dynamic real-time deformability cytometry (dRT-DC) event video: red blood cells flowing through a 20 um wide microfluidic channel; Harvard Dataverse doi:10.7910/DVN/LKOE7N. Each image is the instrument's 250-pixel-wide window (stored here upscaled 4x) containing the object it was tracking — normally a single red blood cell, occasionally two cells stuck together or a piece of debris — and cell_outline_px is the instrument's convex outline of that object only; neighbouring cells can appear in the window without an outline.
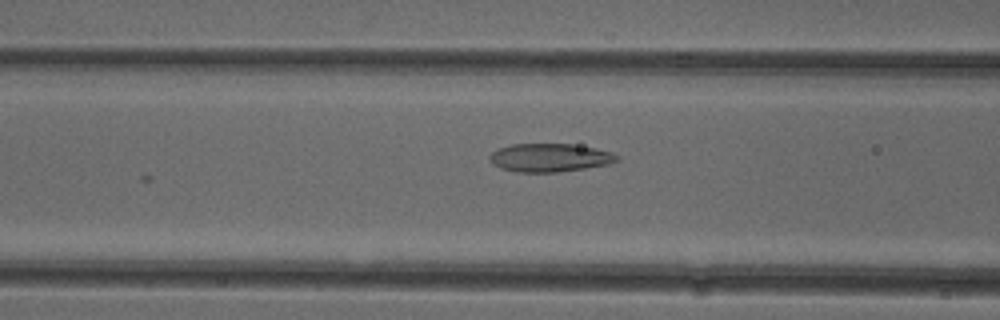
{"species": "common noctule bat (a hibernating species)", "species_latin": "Nyctalus noctula", "temperature_condition": "cold", "stored_images_in_passage": 34, "camera_frame_rate_fps": 3000, "um_per_image_px": 0.085, "animal": {"sex": "female"}, "frame": {"image": 1, "passage_image": 20, "time_ms": 6.333, "image_size_px": [1000, 320], "cell_outline_px": [[620, 160], [608, 164], [584, 168], [556, 172], [516, 172], [500, 168], [492, 164], [488, 156], [492, 152], [500, 148], [512, 144], [572, 144], [596, 148], [612, 152], [620, 156]], "centroid_in_image_um": [46.74, 13.4], "position_along_channel_um": 119.9, "area_um2": 21.04}}
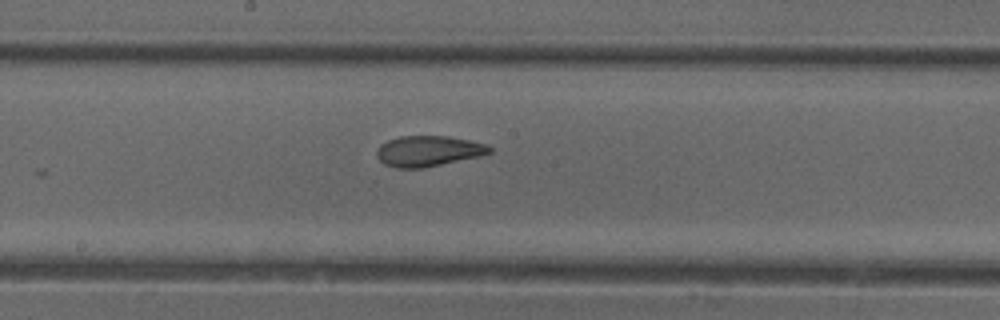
{"frame": {"image": 2, "passage_image": 27, "time_ms": 8.667, "image_size_px": [1000, 320], "cell_outline_px": [[492, 152], [480, 156], [424, 168], [396, 168], [384, 164], [376, 156], [376, 152], [380, 144], [388, 140], [400, 136], [448, 136], [488, 144], [492, 148]], "centroid_in_image_um": [36.4, 12.84], "position_along_channel_um": 211.8, "area_um2": 20.23}}
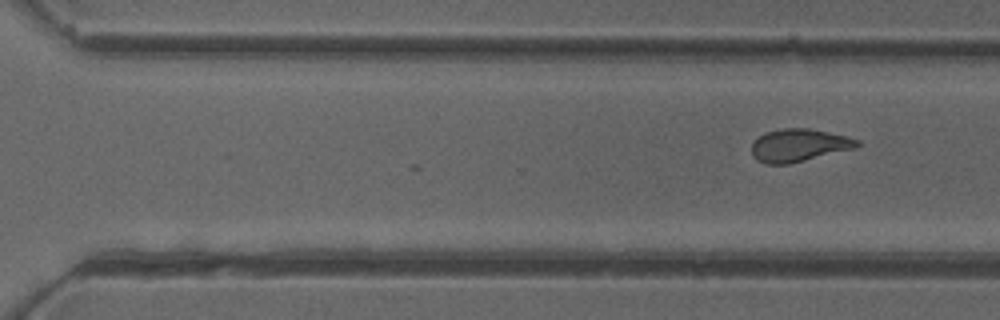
{"frame": {"image": 3, "passage_image": 34, "time_ms": 11.0, "image_size_px": [1000, 320], "cell_outline_px": [[860, 144], [856, 148], [788, 164], [764, 164], [756, 160], [752, 156], [752, 140], [764, 132], [780, 128], [808, 128], [848, 136], [860, 140]], "centroid_in_image_um": [67.87, 12.34], "position_along_channel_um": 302.7, "area_um2": 20.4}}